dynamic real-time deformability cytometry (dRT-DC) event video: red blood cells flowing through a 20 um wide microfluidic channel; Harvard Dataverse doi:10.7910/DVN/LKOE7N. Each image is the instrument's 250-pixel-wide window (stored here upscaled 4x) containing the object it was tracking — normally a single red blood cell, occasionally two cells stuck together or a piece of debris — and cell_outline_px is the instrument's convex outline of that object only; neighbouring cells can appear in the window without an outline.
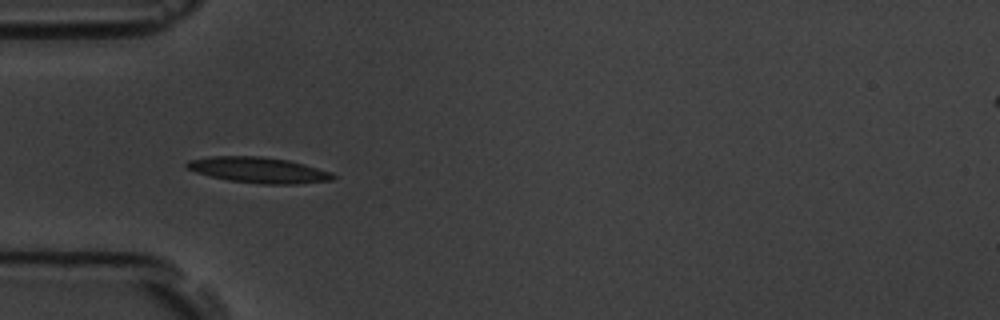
{"species": "common noctule bat (a hibernating species)", "species_latin": "Nyctalus noctula", "temperature_condition": "room temperature", "stored_images_in_passage": 4, "camera_frame_rate_fps": 3000, "um_per_image_px": 0.085, "animal": {"sex": "male", "body_mass_g": 19.5, "forearm_length_mm": 54.6}, "frame": {"image": 1, "passage_image": 4, "time_ms": 3.667, "image_size_px": [1000, 320], "cell_outline_px": [[336, 176], [332, 180], [296, 184], [264, 184], [228, 180], [196, 172], [188, 168], [184, 164], [188, 160], [212, 156], [260, 156], [288, 160], [304, 164], [332, 172]], "centroid_in_image_um": [21.99, 14.45], "position_along_channel_um": 63.0, "area_um2": 21.79}}